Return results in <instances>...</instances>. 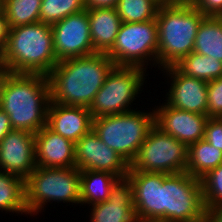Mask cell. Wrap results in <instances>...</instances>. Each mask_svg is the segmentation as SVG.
Here are the masks:
<instances>
[{"instance_id": "cell-36", "label": "cell", "mask_w": 222, "mask_h": 222, "mask_svg": "<svg viewBox=\"0 0 222 222\" xmlns=\"http://www.w3.org/2000/svg\"><path fill=\"white\" fill-rule=\"evenodd\" d=\"M207 222H222V206L206 208Z\"/></svg>"}, {"instance_id": "cell-28", "label": "cell", "mask_w": 222, "mask_h": 222, "mask_svg": "<svg viewBox=\"0 0 222 222\" xmlns=\"http://www.w3.org/2000/svg\"><path fill=\"white\" fill-rule=\"evenodd\" d=\"M84 9V0H42L40 22L53 25Z\"/></svg>"}, {"instance_id": "cell-21", "label": "cell", "mask_w": 222, "mask_h": 222, "mask_svg": "<svg viewBox=\"0 0 222 222\" xmlns=\"http://www.w3.org/2000/svg\"><path fill=\"white\" fill-rule=\"evenodd\" d=\"M119 178L105 171L80 170V203L94 205L108 200Z\"/></svg>"}, {"instance_id": "cell-35", "label": "cell", "mask_w": 222, "mask_h": 222, "mask_svg": "<svg viewBox=\"0 0 222 222\" xmlns=\"http://www.w3.org/2000/svg\"><path fill=\"white\" fill-rule=\"evenodd\" d=\"M12 130L9 116L0 108V142Z\"/></svg>"}, {"instance_id": "cell-15", "label": "cell", "mask_w": 222, "mask_h": 222, "mask_svg": "<svg viewBox=\"0 0 222 222\" xmlns=\"http://www.w3.org/2000/svg\"><path fill=\"white\" fill-rule=\"evenodd\" d=\"M160 107L153 110L155 125L164 133L183 142L187 147L204 139L205 127L209 119L207 115L175 109L167 103Z\"/></svg>"}, {"instance_id": "cell-34", "label": "cell", "mask_w": 222, "mask_h": 222, "mask_svg": "<svg viewBox=\"0 0 222 222\" xmlns=\"http://www.w3.org/2000/svg\"><path fill=\"white\" fill-rule=\"evenodd\" d=\"M9 27L7 24V19L5 18L4 12L0 10V52L3 54L6 48L7 35Z\"/></svg>"}, {"instance_id": "cell-8", "label": "cell", "mask_w": 222, "mask_h": 222, "mask_svg": "<svg viewBox=\"0 0 222 222\" xmlns=\"http://www.w3.org/2000/svg\"><path fill=\"white\" fill-rule=\"evenodd\" d=\"M188 147L154 125L129 170L177 174L186 172Z\"/></svg>"}, {"instance_id": "cell-9", "label": "cell", "mask_w": 222, "mask_h": 222, "mask_svg": "<svg viewBox=\"0 0 222 222\" xmlns=\"http://www.w3.org/2000/svg\"><path fill=\"white\" fill-rule=\"evenodd\" d=\"M144 71L139 67L114 66L89 107L92 117L132 111L128 106L146 79Z\"/></svg>"}, {"instance_id": "cell-11", "label": "cell", "mask_w": 222, "mask_h": 222, "mask_svg": "<svg viewBox=\"0 0 222 222\" xmlns=\"http://www.w3.org/2000/svg\"><path fill=\"white\" fill-rule=\"evenodd\" d=\"M55 57L58 62L95 54L87 10L69 15L51 25Z\"/></svg>"}, {"instance_id": "cell-32", "label": "cell", "mask_w": 222, "mask_h": 222, "mask_svg": "<svg viewBox=\"0 0 222 222\" xmlns=\"http://www.w3.org/2000/svg\"><path fill=\"white\" fill-rule=\"evenodd\" d=\"M195 6L205 16H222V0H197Z\"/></svg>"}, {"instance_id": "cell-20", "label": "cell", "mask_w": 222, "mask_h": 222, "mask_svg": "<svg viewBox=\"0 0 222 222\" xmlns=\"http://www.w3.org/2000/svg\"><path fill=\"white\" fill-rule=\"evenodd\" d=\"M91 41L96 53H107L116 41L121 19L116 8L87 10Z\"/></svg>"}, {"instance_id": "cell-18", "label": "cell", "mask_w": 222, "mask_h": 222, "mask_svg": "<svg viewBox=\"0 0 222 222\" xmlns=\"http://www.w3.org/2000/svg\"><path fill=\"white\" fill-rule=\"evenodd\" d=\"M35 162L37 167H76L75 143L46 125L35 133Z\"/></svg>"}, {"instance_id": "cell-33", "label": "cell", "mask_w": 222, "mask_h": 222, "mask_svg": "<svg viewBox=\"0 0 222 222\" xmlns=\"http://www.w3.org/2000/svg\"><path fill=\"white\" fill-rule=\"evenodd\" d=\"M119 0H84L86 10L96 8H116Z\"/></svg>"}, {"instance_id": "cell-12", "label": "cell", "mask_w": 222, "mask_h": 222, "mask_svg": "<svg viewBox=\"0 0 222 222\" xmlns=\"http://www.w3.org/2000/svg\"><path fill=\"white\" fill-rule=\"evenodd\" d=\"M75 163L79 170L105 171L126 177L130 165L107 146L92 129L75 143Z\"/></svg>"}, {"instance_id": "cell-27", "label": "cell", "mask_w": 222, "mask_h": 222, "mask_svg": "<svg viewBox=\"0 0 222 222\" xmlns=\"http://www.w3.org/2000/svg\"><path fill=\"white\" fill-rule=\"evenodd\" d=\"M160 5L156 0H119L116 10L121 22L139 23L156 19Z\"/></svg>"}, {"instance_id": "cell-41", "label": "cell", "mask_w": 222, "mask_h": 222, "mask_svg": "<svg viewBox=\"0 0 222 222\" xmlns=\"http://www.w3.org/2000/svg\"><path fill=\"white\" fill-rule=\"evenodd\" d=\"M2 9V0H0V10Z\"/></svg>"}, {"instance_id": "cell-37", "label": "cell", "mask_w": 222, "mask_h": 222, "mask_svg": "<svg viewBox=\"0 0 222 222\" xmlns=\"http://www.w3.org/2000/svg\"><path fill=\"white\" fill-rule=\"evenodd\" d=\"M197 0H166V5H195Z\"/></svg>"}, {"instance_id": "cell-19", "label": "cell", "mask_w": 222, "mask_h": 222, "mask_svg": "<svg viewBox=\"0 0 222 222\" xmlns=\"http://www.w3.org/2000/svg\"><path fill=\"white\" fill-rule=\"evenodd\" d=\"M47 126L55 133L76 143L92 130L93 117L89 108L50 102Z\"/></svg>"}, {"instance_id": "cell-30", "label": "cell", "mask_w": 222, "mask_h": 222, "mask_svg": "<svg viewBox=\"0 0 222 222\" xmlns=\"http://www.w3.org/2000/svg\"><path fill=\"white\" fill-rule=\"evenodd\" d=\"M207 116L222 118V76L208 82Z\"/></svg>"}, {"instance_id": "cell-16", "label": "cell", "mask_w": 222, "mask_h": 222, "mask_svg": "<svg viewBox=\"0 0 222 222\" xmlns=\"http://www.w3.org/2000/svg\"><path fill=\"white\" fill-rule=\"evenodd\" d=\"M164 70L172 78L167 104L175 109L207 115L208 82L183 75L174 66Z\"/></svg>"}, {"instance_id": "cell-31", "label": "cell", "mask_w": 222, "mask_h": 222, "mask_svg": "<svg viewBox=\"0 0 222 222\" xmlns=\"http://www.w3.org/2000/svg\"><path fill=\"white\" fill-rule=\"evenodd\" d=\"M204 139L212 146L222 150V118L209 117L206 127Z\"/></svg>"}, {"instance_id": "cell-14", "label": "cell", "mask_w": 222, "mask_h": 222, "mask_svg": "<svg viewBox=\"0 0 222 222\" xmlns=\"http://www.w3.org/2000/svg\"><path fill=\"white\" fill-rule=\"evenodd\" d=\"M168 175L129 170L137 220L162 221V185Z\"/></svg>"}, {"instance_id": "cell-22", "label": "cell", "mask_w": 222, "mask_h": 222, "mask_svg": "<svg viewBox=\"0 0 222 222\" xmlns=\"http://www.w3.org/2000/svg\"><path fill=\"white\" fill-rule=\"evenodd\" d=\"M193 52L222 62V16H206L201 21Z\"/></svg>"}, {"instance_id": "cell-10", "label": "cell", "mask_w": 222, "mask_h": 222, "mask_svg": "<svg viewBox=\"0 0 222 222\" xmlns=\"http://www.w3.org/2000/svg\"><path fill=\"white\" fill-rule=\"evenodd\" d=\"M158 32L156 19L139 23L122 22L116 41L106 55L115 66H145V60L157 62ZM151 57V58H150Z\"/></svg>"}, {"instance_id": "cell-4", "label": "cell", "mask_w": 222, "mask_h": 222, "mask_svg": "<svg viewBox=\"0 0 222 222\" xmlns=\"http://www.w3.org/2000/svg\"><path fill=\"white\" fill-rule=\"evenodd\" d=\"M206 16L195 5H160L157 16V64L175 65L193 52L195 37Z\"/></svg>"}, {"instance_id": "cell-40", "label": "cell", "mask_w": 222, "mask_h": 222, "mask_svg": "<svg viewBox=\"0 0 222 222\" xmlns=\"http://www.w3.org/2000/svg\"><path fill=\"white\" fill-rule=\"evenodd\" d=\"M137 222H163V221H146V220H138Z\"/></svg>"}, {"instance_id": "cell-6", "label": "cell", "mask_w": 222, "mask_h": 222, "mask_svg": "<svg viewBox=\"0 0 222 222\" xmlns=\"http://www.w3.org/2000/svg\"><path fill=\"white\" fill-rule=\"evenodd\" d=\"M50 201L80 203V170L77 167H36L25 180V205L35 214Z\"/></svg>"}, {"instance_id": "cell-26", "label": "cell", "mask_w": 222, "mask_h": 222, "mask_svg": "<svg viewBox=\"0 0 222 222\" xmlns=\"http://www.w3.org/2000/svg\"><path fill=\"white\" fill-rule=\"evenodd\" d=\"M42 0H2L9 28L40 22Z\"/></svg>"}, {"instance_id": "cell-1", "label": "cell", "mask_w": 222, "mask_h": 222, "mask_svg": "<svg viewBox=\"0 0 222 222\" xmlns=\"http://www.w3.org/2000/svg\"><path fill=\"white\" fill-rule=\"evenodd\" d=\"M50 102L47 75L5 72L0 77V108L13 130L37 133L47 125Z\"/></svg>"}, {"instance_id": "cell-23", "label": "cell", "mask_w": 222, "mask_h": 222, "mask_svg": "<svg viewBox=\"0 0 222 222\" xmlns=\"http://www.w3.org/2000/svg\"><path fill=\"white\" fill-rule=\"evenodd\" d=\"M220 164H222V150L212 146L205 139L188 147L186 172L191 176L201 179Z\"/></svg>"}, {"instance_id": "cell-38", "label": "cell", "mask_w": 222, "mask_h": 222, "mask_svg": "<svg viewBox=\"0 0 222 222\" xmlns=\"http://www.w3.org/2000/svg\"><path fill=\"white\" fill-rule=\"evenodd\" d=\"M6 72V68L3 62V54L0 52V77Z\"/></svg>"}, {"instance_id": "cell-25", "label": "cell", "mask_w": 222, "mask_h": 222, "mask_svg": "<svg viewBox=\"0 0 222 222\" xmlns=\"http://www.w3.org/2000/svg\"><path fill=\"white\" fill-rule=\"evenodd\" d=\"M0 209L28 213L25 205V181L0 170Z\"/></svg>"}, {"instance_id": "cell-39", "label": "cell", "mask_w": 222, "mask_h": 222, "mask_svg": "<svg viewBox=\"0 0 222 222\" xmlns=\"http://www.w3.org/2000/svg\"><path fill=\"white\" fill-rule=\"evenodd\" d=\"M157 2H159L161 5H166V0H156Z\"/></svg>"}, {"instance_id": "cell-29", "label": "cell", "mask_w": 222, "mask_h": 222, "mask_svg": "<svg viewBox=\"0 0 222 222\" xmlns=\"http://www.w3.org/2000/svg\"><path fill=\"white\" fill-rule=\"evenodd\" d=\"M205 208L222 206V164L201 178Z\"/></svg>"}, {"instance_id": "cell-24", "label": "cell", "mask_w": 222, "mask_h": 222, "mask_svg": "<svg viewBox=\"0 0 222 222\" xmlns=\"http://www.w3.org/2000/svg\"><path fill=\"white\" fill-rule=\"evenodd\" d=\"M181 74L207 82L222 76V62L192 52L173 65Z\"/></svg>"}, {"instance_id": "cell-3", "label": "cell", "mask_w": 222, "mask_h": 222, "mask_svg": "<svg viewBox=\"0 0 222 222\" xmlns=\"http://www.w3.org/2000/svg\"><path fill=\"white\" fill-rule=\"evenodd\" d=\"M3 62L6 72L48 75L58 63L51 25L36 22L9 28Z\"/></svg>"}, {"instance_id": "cell-13", "label": "cell", "mask_w": 222, "mask_h": 222, "mask_svg": "<svg viewBox=\"0 0 222 222\" xmlns=\"http://www.w3.org/2000/svg\"><path fill=\"white\" fill-rule=\"evenodd\" d=\"M36 167L35 133L10 131L0 142V170L25 181Z\"/></svg>"}, {"instance_id": "cell-2", "label": "cell", "mask_w": 222, "mask_h": 222, "mask_svg": "<svg viewBox=\"0 0 222 222\" xmlns=\"http://www.w3.org/2000/svg\"><path fill=\"white\" fill-rule=\"evenodd\" d=\"M114 66L106 53L58 62L47 75L51 102L89 108Z\"/></svg>"}, {"instance_id": "cell-17", "label": "cell", "mask_w": 222, "mask_h": 222, "mask_svg": "<svg viewBox=\"0 0 222 222\" xmlns=\"http://www.w3.org/2000/svg\"><path fill=\"white\" fill-rule=\"evenodd\" d=\"M91 222H137L133 187L128 176L112 186L108 200L94 204Z\"/></svg>"}, {"instance_id": "cell-5", "label": "cell", "mask_w": 222, "mask_h": 222, "mask_svg": "<svg viewBox=\"0 0 222 222\" xmlns=\"http://www.w3.org/2000/svg\"><path fill=\"white\" fill-rule=\"evenodd\" d=\"M155 125V112L129 111L93 118V130L129 165L135 160L149 130Z\"/></svg>"}, {"instance_id": "cell-7", "label": "cell", "mask_w": 222, "mask_h": 222, "mask_svg": "<svg viewBox=\"0 0 222 222\" xmlns=\"http://www.w3.org/2000/svg\"><path fill=\"white\" fill-rule=\"evenodd\" d=\"M162 221L207 222L201 179L182 172L163 180Z\"/></svg>"}]
</instances>
